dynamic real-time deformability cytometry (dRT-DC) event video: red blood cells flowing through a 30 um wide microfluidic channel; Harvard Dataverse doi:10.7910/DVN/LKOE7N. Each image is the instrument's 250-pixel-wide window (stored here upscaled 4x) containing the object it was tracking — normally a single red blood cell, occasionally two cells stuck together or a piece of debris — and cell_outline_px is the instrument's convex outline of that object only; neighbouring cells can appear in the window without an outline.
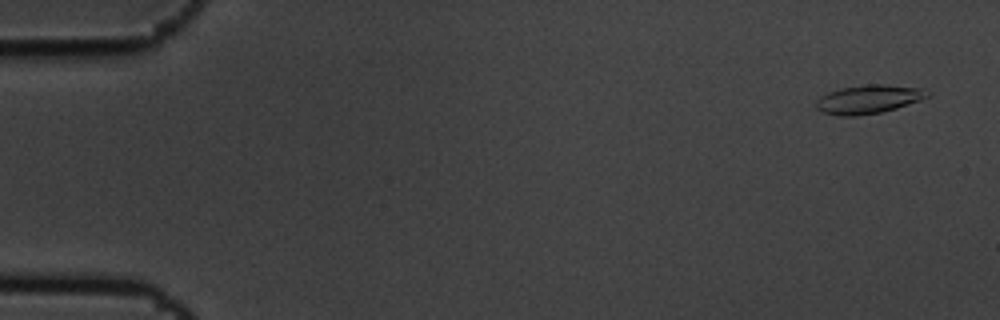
{"species": "common noctule bat (a hibernating species)", "species_latin": "Nyctalus noctula", "temperature_condition": "cold", "stored_images_in_passage": 5, "camera_frame_rate_fps": 3000, "um_per_image_px": 0.085, "animal": {"sex": "male", "body_mass_g": 19.5, "forearm_length_mm": 54.6}, "frame": {"image": 1, "passage_image": 1, "time_ms": 0.0, "image_size_px": [1000, 320], "cell_outline_px": [[932, 92], [928, 96], [920, 100], [896, 108], [880, 112], [856, 116], [840, 116], [824, 112], [816, 108], [816, 100], [820, 96], [828, 92], [840, 88], [868, 84], [884, 84], [924, 88]], "centroid_in_image_um": [73.84, 8.42], "position_along_channel_um": 11.2, "area_um2": 18.61}}
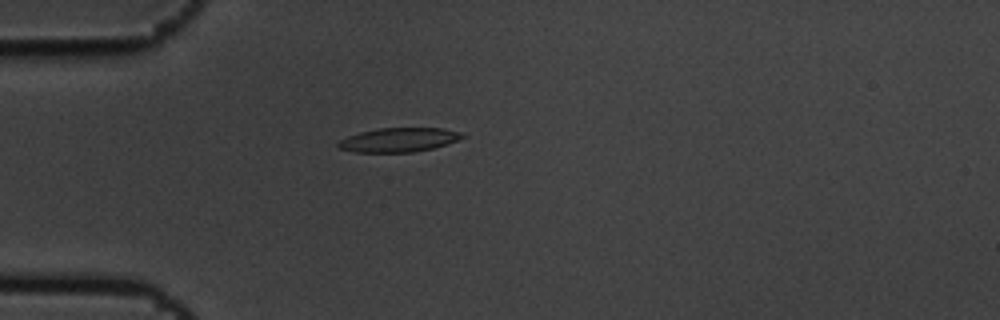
{"frame": {"image": 2, "passage_image": 4, "time_ms": 1.0, "image_size_px": [1000, 320], "cell_outline_px": [[464, 136], [456, 140], [432, 148], [412, 152], [356, 152], [336, 148], [336, 144], [340, 140], [348, 136], [360, 132], [380, 128], [444, 128], [464, 132]], "centroid_in_image_um": [33.86, 11.88], "position_along_channel_um": 51.1, "area_um2": 17.34}}